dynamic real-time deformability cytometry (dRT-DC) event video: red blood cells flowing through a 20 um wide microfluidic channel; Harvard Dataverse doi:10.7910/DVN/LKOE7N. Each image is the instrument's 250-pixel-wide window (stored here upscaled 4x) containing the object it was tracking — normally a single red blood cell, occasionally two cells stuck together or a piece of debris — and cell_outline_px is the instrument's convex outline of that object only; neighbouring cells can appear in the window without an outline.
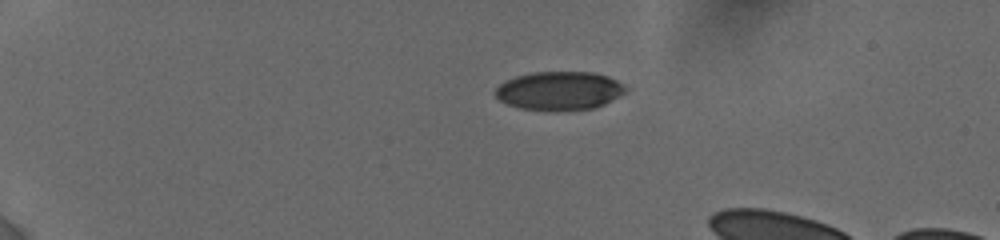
{"species": "human", "species_latin": "Homo sapiens", "temperature_condition": "cold", "stored_images_in_passage": 72, "camera_frame_rate_fps": 3000, "um_per_image_px": 0.085, "donor": {"sex": "female"}, "frame": {"image": 1, "passage_image": 1, "time_ms": 0.0, "image_size_px": [1000, 240], "cell_outline_px": [[628, 88], [624, 92], [604, 104], [592, 108], [520, 108], [508, 104], [500, 100], [492, 92], [500, 84], [516, 76], [532, 72], [592, 72], [608, 76], [624, 84]], "centroid_in_image_um": [47.54, 7.66], "position_along_channel_um": 37.5, "area_um2": 28.38}}
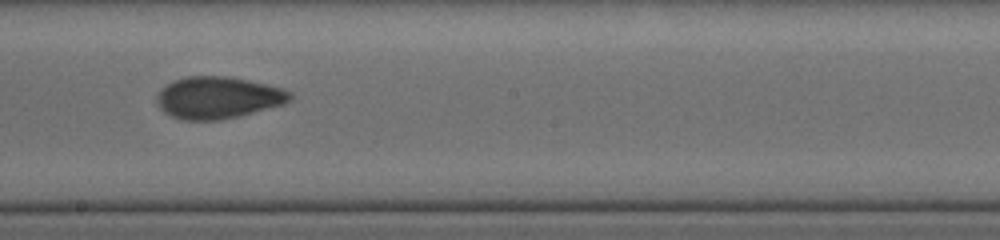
{"frame": {"image": 2, "passage_image": 47, "time_ms": 7.0, "image_size_px": [1000, 240], "cell_outline_px": [[292, 100], [284, 104], [240, 116], [220, 120], [184, 120], [172, 116], [164, 112], [156, 104], [156, 96], [160, 88], [172, 80], [184, 76], [228, 76], [248, 80], [284, 88], [292, 92]], "centroid_in_image_um": [18.52, 8.29], "position_along_channel_um": 229.7, "area_um2": 33.0}}
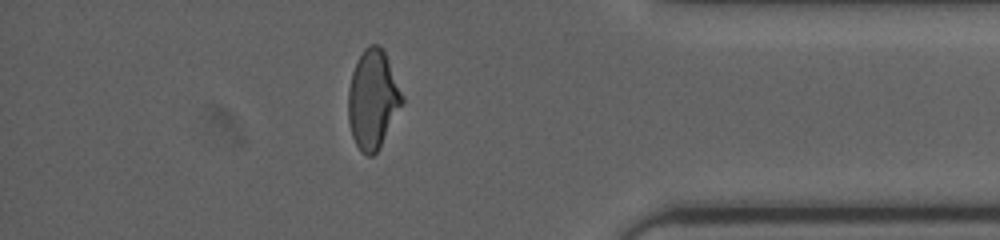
{"frame": {"image": 3, "passage_image": 71, "time_ms": 12.0, "image_size_px": [1000, 240], "cell_outline_px": [[404, 100], [380, 148], [372, 156], [368, 156], [360, 152], [352, 136], [348, 120], [348, 88], [352, 72], [356, 60], [364, 48], [368, 44], [380, 44], [384, 52], [404, 96]], "centroid_in_image_um": [31.67, 8.45], "position_along_channel_um": 403.5, "area_um2": 31.15}, "authors_computed_cell_mechanics": {"area_um2": 31.3854, "velocity_mm_per_s": 3.8676, "shape_relaxation_time_tau1_ms": 6.3101, "shape_relaxation_time_tau2_ms": 1.8809, "deformation_change_tau1": 0.177, "deformation_change_tau2": 0.0678}}